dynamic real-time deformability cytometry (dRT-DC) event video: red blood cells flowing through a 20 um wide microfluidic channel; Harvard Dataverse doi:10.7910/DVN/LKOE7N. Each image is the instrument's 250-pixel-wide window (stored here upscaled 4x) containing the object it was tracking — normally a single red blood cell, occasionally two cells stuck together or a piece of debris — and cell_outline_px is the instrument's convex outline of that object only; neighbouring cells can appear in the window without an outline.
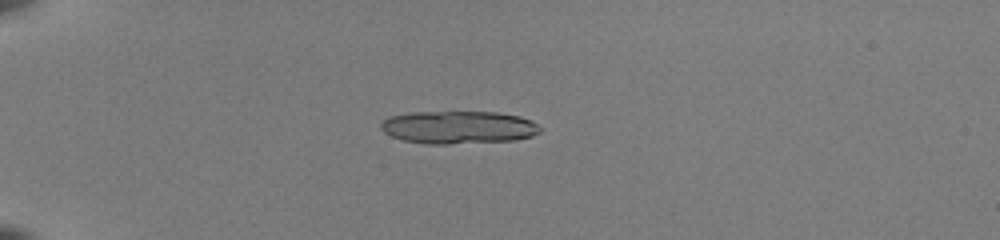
{"species": "common noctule bat (a hibernating species)", "species_latin": "Nyctalus noctula", "temperature_condition": "room temperature", "stored_images_in_passage": 39, "segment_of_instrument_passage": [1, 2], "camera_frame_rate_fps": 3000, "um_per_image_px": 0.085, "animal": {"sex": "female", "body_mass_g": 22.0, "forearm_length_mm": 56.7}, "frame": {"image": 1, "passage_image": 1, "time_ms": 0.0, "image_size_px": [1000, 240], "cell_outline_px": [[544, 128], [540, 132], [532, 136], [516, 140], [448, 144], [424, 144], [404, 140], [392, 136], [384, 132], [380, 128], [380, 124], [388, 116], [408, 112], [496, 112], [520, 116], [532, 120]], "centroid_in_image_um": [38.99, 10.82], "position_along_channel_um": 46.0, "area_um2": 30.81}}